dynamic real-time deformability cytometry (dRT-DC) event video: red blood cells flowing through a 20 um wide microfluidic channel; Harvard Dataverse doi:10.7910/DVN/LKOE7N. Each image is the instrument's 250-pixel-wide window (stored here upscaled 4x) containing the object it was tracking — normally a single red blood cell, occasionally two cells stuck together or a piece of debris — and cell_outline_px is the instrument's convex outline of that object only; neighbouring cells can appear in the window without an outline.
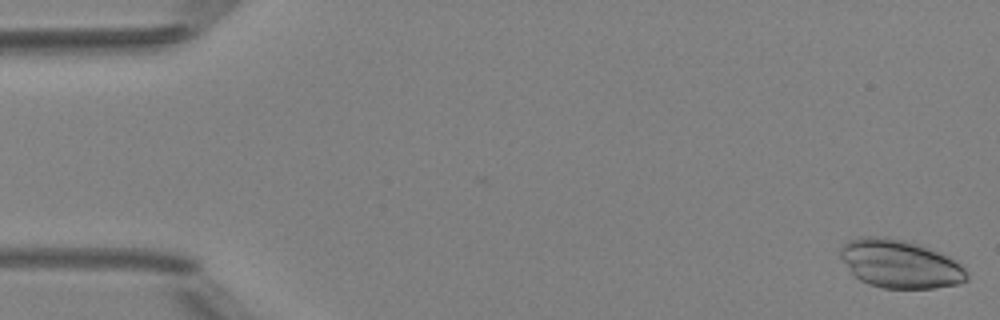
{"species": "Egyptian fruit bat (a non-hibernating species)", "species_latin": "Rousettus aegyptiacus", "temperature_condition": "room temperature", "stored_images_in_passage": 4, "camera_frame_rate_fps": 3000, "um_per_image_px": 0.085, "animal": {"sex": "female"}, "frame": {"image": 1, "passage_image": 1, "time_ms": 0.0, "image_size_px": [1000, 320], "cell_outline_px": [[968, 280], [960, 284], [932, 288], [884, 288], [868, 284], [860, 280], [852, 272], [840, 256], [840, 248], [848, 240], [860, 236], [884, 236], [916, 244], [952, 256], [960, 260], [968, 276]], "centroid_in_image_um": [76.55, 22.43], "position_along_channel_um": 8.5, "area_um2": 35.66}}
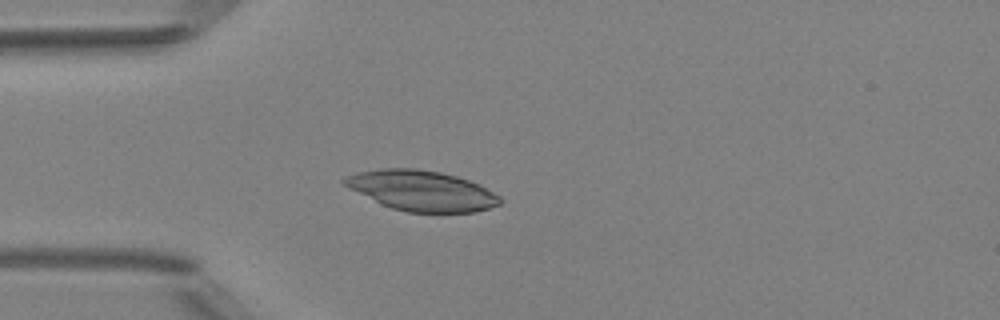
{"frame": {"image": 2, "passage_image": 4, "time_ms": 4.333, "image_size_px": [1000, 320], "cell_outline_px": [[504, 200], [500, 204], [476, 212], [408, 212], [392, 208], [348, 188], [340, 180], [348, 176], [360, 172], [380, 168], [416, 168], [440, 172], [456, 176], [480, 184], [500, 196]], "centroid_in_image_um": [35.88, 16.2], "position_along_channel_um": 49.1, "area_um2": 36.3}}